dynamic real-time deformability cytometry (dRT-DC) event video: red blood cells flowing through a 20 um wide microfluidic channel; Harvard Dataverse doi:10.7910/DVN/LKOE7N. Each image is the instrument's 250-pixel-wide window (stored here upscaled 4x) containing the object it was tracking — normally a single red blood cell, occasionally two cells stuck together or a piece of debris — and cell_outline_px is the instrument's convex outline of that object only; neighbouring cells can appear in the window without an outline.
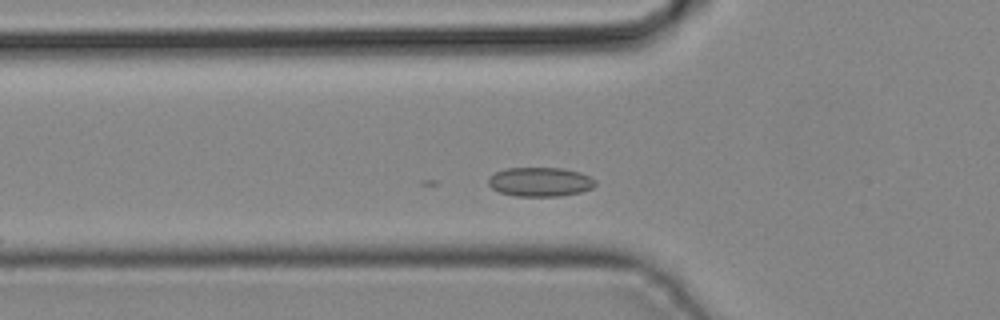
{"species": "common noctule bat (a hibernating species)", "species_latin": "Nyctalus noctula", "temperature_condition": "cold", "stored_images_in_passage": 36, "camera_frame_rate_fps": 3000, "um_per_image_px": 0.085, "animal": {"sex": "male", "body_mass_g": 19.2, "forearm_length_mm": 51.8}, "frame": {"image": 1, "passage_image": 6, "time_ms": 1.667, "image_size_px": [1000, 320], "cell_outline_px": [[596, 184], [592, 188], [580, 192], [560, 196], [512, 196], [500, 192], [492, 188], [488, 184], [488, 176], [496, 172], [508, 168], [560, 168], [580, 172], [596, 180]], "centroid_in_image_um": [45.89, 15.46], "position_along_channel_um": 79.9, "area_um2": 18.21}}
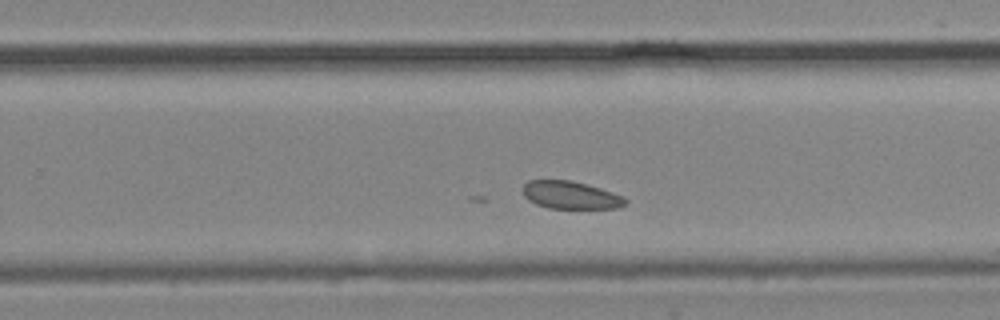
{"frame": {"image": 2, "passage_image": 19, "time_ms": 6.0, "image_size_px": [1000, 320], "cell_outline_px": [[628, 204], [620, 208], [548, 208], [536, 204], [528, 200], [524, 196], [524, 184], [528, 180], [572, 180], [600, 188], [624, 196], [628, 200]], "centroid_in_image_um": [48.54, 16.59], "position_along_channel_um": 281.3, "area_um2": 16.65}}
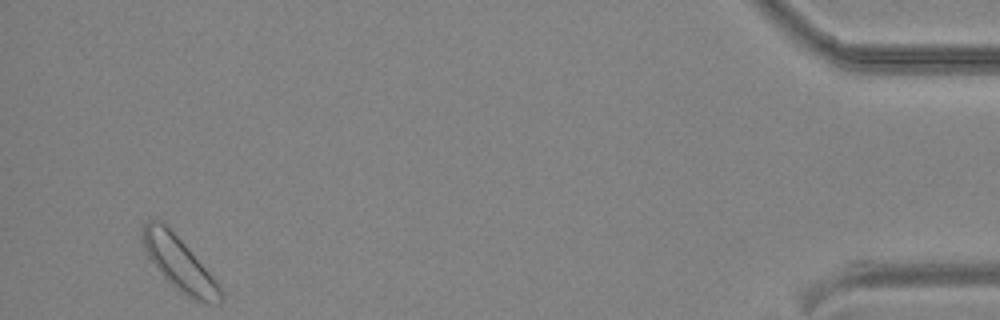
{"frame": {"image": 3, "passage_image": 33, "time_ms": 10.667, "image_size_px": [1000, 320], "cell_outline_px": [[224, 300], [220, 304], [208, 304], [192, 300], [180, 292], [164, 280], [148, 256], [144, 248], [140, 236], [144, 224], [148, 220], [164, 220], [168, 224], [208, 272], [220, 288], [224, 296]], "centroid_in_image_um": [15.2, 22.41], "position_along_channel_um": 420.0, "area_um2": 24.68}}